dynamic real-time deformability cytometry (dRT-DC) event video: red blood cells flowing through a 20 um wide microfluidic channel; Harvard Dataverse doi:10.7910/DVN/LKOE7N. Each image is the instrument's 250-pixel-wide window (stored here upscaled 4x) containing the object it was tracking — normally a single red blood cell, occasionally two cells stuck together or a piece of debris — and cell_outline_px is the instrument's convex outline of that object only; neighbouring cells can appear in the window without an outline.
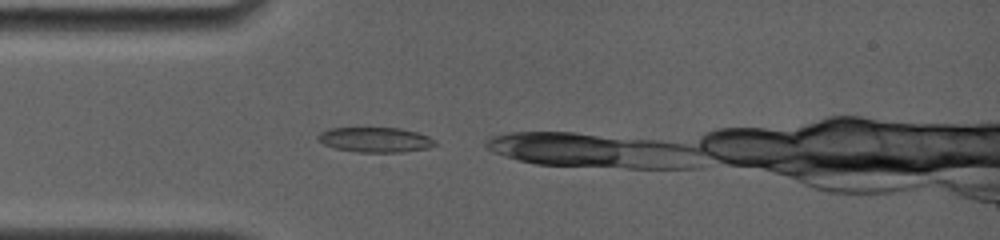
{"species": "common noctule bat (a hibernating species)", "species_latin": "Nyctalus noctula", "temperature_condition": "room temperature", "stored_images_in_passage": 3, "camera_frame_rate_fps": 4000, "um_per_image_px": 0.085, "animal": {"sex": "female", "body_mass_g": 19.0, "forearm_length_mm": 56.7}, "frame": {"image": 1, "passage_image": 1, "time_ms": 0.0, "image_size_px": [1000, 240], "cell_outline_px": [[436, 144], [428, 148], [404, 152], [356, 152], [336, 148], [324, 144], [316, 140], [316, 136], [320, 132], [328, 128], [400, 128], [416, 132], [428, 136], [436, 140]], "centroid_in_image_um": [31.88, 11.88], "position_along_channel_um": 53.1, "area_um2": 17.11}}